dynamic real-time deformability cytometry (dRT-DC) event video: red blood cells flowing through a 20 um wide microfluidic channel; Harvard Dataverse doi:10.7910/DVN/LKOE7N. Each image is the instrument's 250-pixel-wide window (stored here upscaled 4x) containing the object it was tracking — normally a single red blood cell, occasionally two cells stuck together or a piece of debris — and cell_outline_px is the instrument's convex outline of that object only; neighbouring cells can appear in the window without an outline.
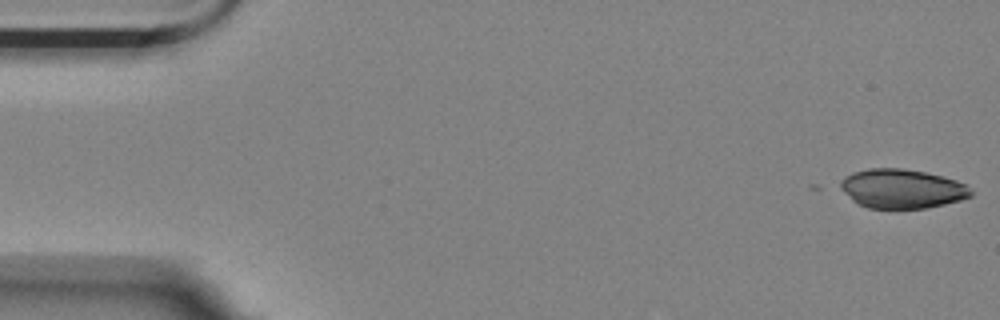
{"species": "Egyptian fruit bat (a non-hibernating species)", "species_latin": "Rousettus aegyptiacus", "temperature_condition": "room temperature", "stored_images_in_passage": 4, "camera_frame_rate_fps": 3000, "um_per_image_px": 0.085, "animal": {"sex": "female"}, "frame": {"image": 1, "passage_image": 1, "time_ms": 0.0, "image_size_px": [1000, 320], "cell_outline_px": [[972, 196], [960, 200], [944, 204], [924, 208], [868, 208], [852, 200], [836, 188], [840, 180], [852, 172], [868, 168], [904, 168], [944, 176], [956, 180], [964, 184], [972, 192]], "centroid_in_image_um": [76.6, 16.03], "position_along_channel_um": 8.4, "area_um2": 30.0}}